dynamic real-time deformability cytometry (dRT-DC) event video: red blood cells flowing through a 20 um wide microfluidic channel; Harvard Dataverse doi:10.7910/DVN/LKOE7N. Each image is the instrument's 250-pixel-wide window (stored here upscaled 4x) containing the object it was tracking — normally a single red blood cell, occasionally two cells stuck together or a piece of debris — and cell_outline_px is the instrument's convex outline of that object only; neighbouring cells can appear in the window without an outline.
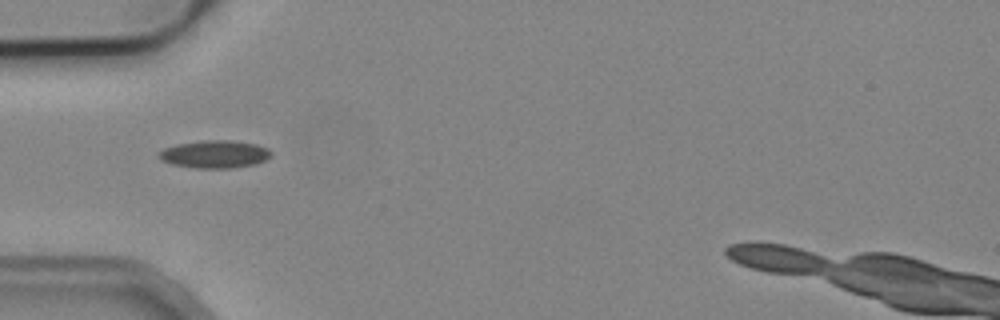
{"species": "common noctule bat (a hibernating species)", "species_latin": "Nyctalus noctula", "temperature_condition": "cold", "stored_images_in_passage": 3, "camera_frame_rate_fps": 3000, "um_per_image_px": 0.085, "animal": {"sex": "male", "body_mass_g": 19.2, "forearm_length_mm": 51.8}, "frame": {"image": 1, "passage_image": 3, "time_ms": 3.0, "image_size_px": [1000, 320], "cell_outline_px": [[272, 156], [264, 160], [252, 164], [232, 168], [196, 168], [172, 164], [160, 160], [156, 156], [164, 148], [176, 144], [200, 140], [232, 140], [256, 144], [268, 148], [272, 152]], "centroid_in_image_um": [18.23, 13.09], "position_along_channel_um": 66.8, "area_um2": 18.21}}